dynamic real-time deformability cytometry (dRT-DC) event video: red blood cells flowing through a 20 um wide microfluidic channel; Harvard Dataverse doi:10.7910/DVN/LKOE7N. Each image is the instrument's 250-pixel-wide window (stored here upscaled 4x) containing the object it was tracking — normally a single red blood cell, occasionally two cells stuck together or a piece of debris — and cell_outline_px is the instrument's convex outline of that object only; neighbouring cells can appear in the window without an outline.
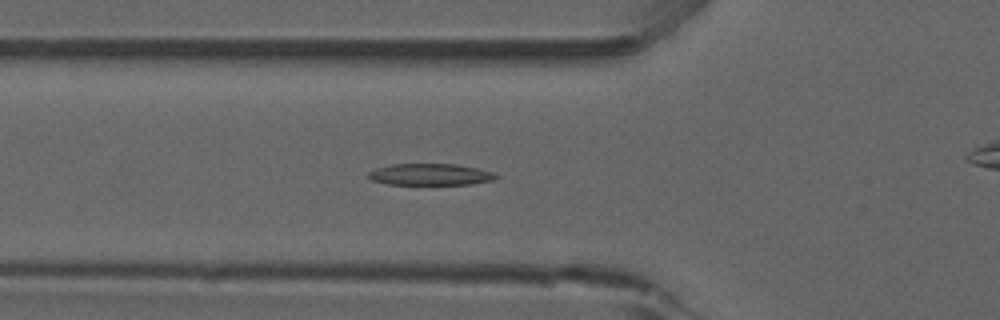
{"species": "common noctule bat (a hibernating species)", "species_latin": "Nyctalus noctula", "temperature_condition": "room temperature", "stored_images_in_passage": 44, "camera_frame_rate_fps": 3000, "um_per_image_px": 0.085, "animal": {"sex": "male", "forearm_length_mm": 52.5}, "frame": {"image": 1, "passage_image": 19, "time_ms": 6.0, "image_size_px": [1000, 320], "cell_outline_px": [[500, 176], [492, 180], [472, 184], [388, 184], [372, 180], [368, 176], [368, 172], [376, 168], [392, 164], [456, 164], [480, 168], [492, 172]], "centroid_in_image_um": [36.6, 14.82], "position_along_channel_um": 89.2, "area_um2": 16.01}}